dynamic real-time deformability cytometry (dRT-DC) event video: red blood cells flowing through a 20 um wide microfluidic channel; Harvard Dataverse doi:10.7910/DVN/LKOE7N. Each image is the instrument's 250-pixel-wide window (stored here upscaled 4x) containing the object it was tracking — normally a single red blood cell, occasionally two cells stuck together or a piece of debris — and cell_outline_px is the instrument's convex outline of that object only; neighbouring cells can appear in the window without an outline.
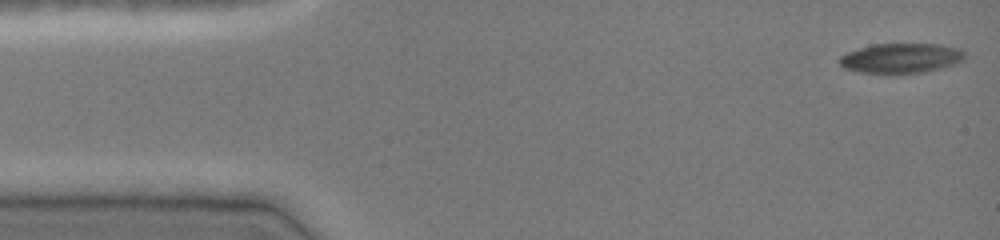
{"species": "common noctule bat (a hibernating species)", "species_latin": "Nyctalus noctula", "temperature_condition": "cold", "stored_images_in_passage": 47, "camera_frame_rate_fps": 3000, "um_per_image_px": 0.085, "animal": {"sex": "female", "body_mass_g": 19.0, "forearm_length_mm": 51.5}, "frame": {"image": 1, "passage_image": 1, "time_ms": 0.0, "image_size_px": [1000, 240], "cell_outline_px": [[964, 60], [956, 64], [924, 72], [860, 72], [844, 68], [840, 64], [840, 56], [848, 52], [872, 44], [940, 44], [960, 48], [964, 52]], "centroid_in_image_um": [76.63, 4.92], "position_along_channel_um": 8.4, "area_um2": 21.44}}
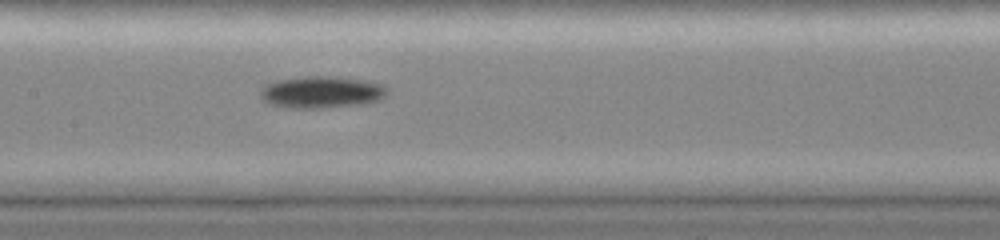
{"frame": {"image": 2, "passage_image": 22, "time_ms": 7.0, "image_size_px": [1000, 240], "cell_outline_px": [[388, 92], [384, 96], [376, 100], [356, 104], [316, 108], [296, 108], [272, 104], [264, 100], [260, 96], [260, 92], [264, 84], [276, 80], [308, 76], [336, 76], [368, 80], [384, 84], [388, 88]], "centroid_in_image_um": [27.34, 7.8], "position_along_channel_um": 180.1, "area_um2": 23.41}}
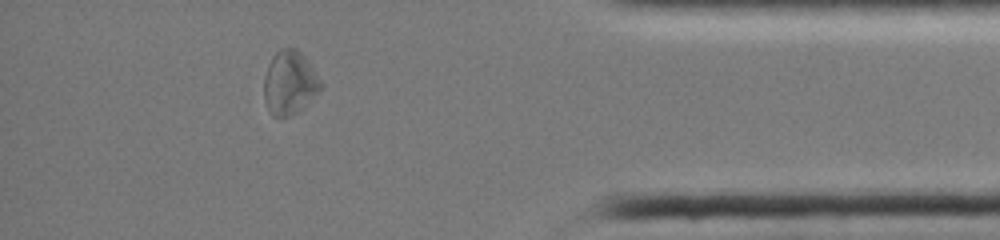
{"frame": {"image": 3, "passage_image": 41, "time_ms": 13.333, "image_size_px": [1000, 240], "cell_outline_px": [[324, 84], [312, 100], [300, 112], [292, 116], [280, 120], [272, 116], [268, 112], [264, 100], [264, 76], [268, 64], [272, 56], [280, 48], [296, 48], [304, 56]], "centroid_in_image_um": [24.61, 7.1], "position_along_channel_um": 410.6, "area_um2": 21.73}, "authors_computed_cell_mechanics": {"area_um2": 21.7906, "velocity_mm_per_s": 4.0105, "shape_relaxation_time_tau1_ms": 1.6649, "shape_relaxation_time_tau2_ms": null, "deformation_change_tau1": 0.0856, "deformation_change_tau2": null}}